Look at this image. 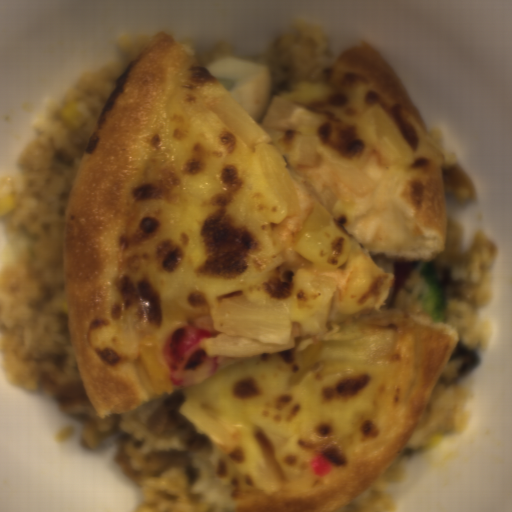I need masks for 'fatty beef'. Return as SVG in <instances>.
I'll return each mask as SVG.
<instances>
[{
	"mask_svg": "<svg viewBox=\"0 0 512 512\" xmlns=\"http://www.w3.org/2000/svg\"><path fill=\"white\" fill-rule=\"evenodd\" d=\"M420 259H413L411 261L394 262L391 267L396 277L395 286L393 290L394 299L403 290L410 275L415 269Z\"/></svg>",
	"mask_w": 512,
	"mask_h": 512,
	"instance_id": "5",
	"label": "fatty beef"
},
{
	"mask_svg": "<svg viewBox=\"0 0 512 512\" xmlns=\"http://www.w3.org/2000/svg\"><path fill=\"white\" fill-rule=\"evenodd\" d=\"M480 360L481 357L477 350L470 348L458 340L450 361L438 384H454L479 364Z\"/></svg>",
	"mask_w": 512,
	"mask_h": 512,
	"instance_id": "3",
	"label": "fatty beef"
},
{
	"mask_svg": "<svg viewBox=\"0 0 512 512\" xmlns=\"http://www.w3.org/2000/svg\"><path fill=\"white\" fill-rule=\"evenodd\" d=\"M184 399L179 390L165 395L161 405L144 421V427L154 436H177L184 442V450H154L148 454L142 467L135 470L127 455V446L132 444L135 449H141L144 442L129 434L121 437L115 463L132 482L139 484L177 466L192 464L191 453L208 451L207 436L180 415L179 408Z\"/></svg>",
	"mask_w": 512,
	"mask_h": 512,
	"instance_id": "1",
	"label": "fatty beef"
},
{
	"mask_svg": "<svg viewBox=\"0 0 512 512\" xmlns=\"http://www.w3.org/2000/svg\"><path fill=\"white\" fill-rule=\"evenodd\" d=\"M38 383L50 393L56 407L72 405H92L88 399L82 380L79 382H62L51 373H41Z\"/></svg>",
	"mask_w": 512,
	"mask_h": 512,
	"instance_id": "2",
	"label": "fatty beef"
},
{
	"mask_svg": "<svg viewBox=\"0 0 512 512\" xmlns=\"http://www.w3.org/2000/svg\"><path fill=\"white\" fill-rule=\"evenodd\" d=\"M441 171L445 196L451 195L461 204L478 200L476 187L462 168L455 165L441 168Z\"/></svg>",
	"mask_w": 512,
	"mask_h": 512,
	"instance_id": "4",
	"label": "fatty beef"
}]
</instances>
